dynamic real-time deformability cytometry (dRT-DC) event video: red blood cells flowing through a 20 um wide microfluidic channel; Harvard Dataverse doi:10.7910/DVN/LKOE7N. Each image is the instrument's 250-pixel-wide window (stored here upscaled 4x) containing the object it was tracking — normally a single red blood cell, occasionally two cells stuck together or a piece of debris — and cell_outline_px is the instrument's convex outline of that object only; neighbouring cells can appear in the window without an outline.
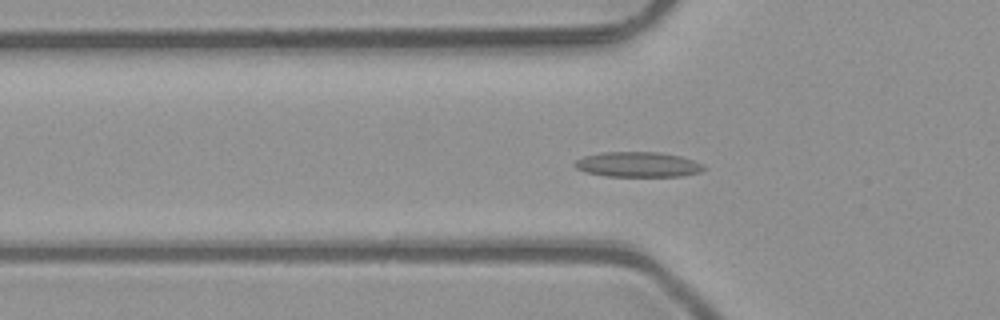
{"species": "common noctule bat (a hibernating species)", "species_latin": "Nyctalus noctula", "temperature_condition": "room temperature", "stored_images_in_passage": 36, "camera_frame_rate_fps": 3000, "um_per_image_px": 0.085, "animal": {"sex": "male", "body_mass_g": 23.1, "forearm_length_mm": 52.7}, "frame": {"image": 1, "passage_image": 9, "time_ms": 2.667, "image_size_px": [1000, 320], "cell_outline_px": [[708, 168], [700, 172], [680, 176], [604, 176], [588, 172], [576, 168], [572, 164], [576, 160], [584, 156], [600, 152], [660, 152], [680, 156], [704, 164]], "centroid_in_image_um": [54.23, 13.98], "position_along_channel_um": 71.6, "area_um2": 18.96}}
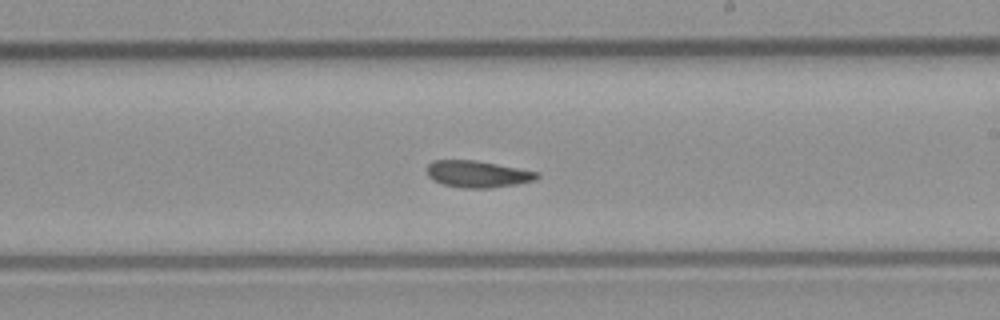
{"frame": {"image": 2, "passage_image": 22, "time_ms": 7.0, "image_size_px": [1000, 320], "cell_outline_px": [[540, 176], [536, 180], [516, 184], [492, 188], [464, 188], [444, 184], [428, 176], [428, 164], [432, 160], [476, 160], [540, 172]], "centroid_in_image_um": [40.65, 14.79], "position_along_channel_um": 248.4, "area_um2": 17.11}}
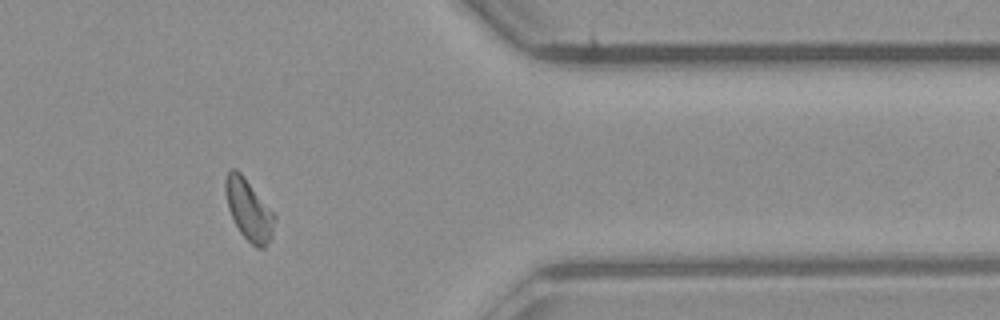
{"frame": {"image": 3, "passage_image": 34, "time_ms": 11.0, "image_size_px": [1000, 320], "cell_outline_px": [[276, 220], [272, 236], [264, 248], [256, 248], [240, 232], [228, 208], [224, 188], [224, 180], [228, 168], [236, 168], [240, 172], [276, 212]], "centroid_in_image_um": [21.17, 17.79], "position_along_channel_um": 390.2, "area_um2": 17.86}, "authors_computed_cell_mechanics": {"area_um2": 17.6001, "velocity_mm_per_s": 4.0658, "shape_relaxation_time_tau1_ms": null, "shape_relaxation_time_tau2_ms": 3.4833, "deformation_change_tau1": null, "deformation_change_tau2": 0.0869}}